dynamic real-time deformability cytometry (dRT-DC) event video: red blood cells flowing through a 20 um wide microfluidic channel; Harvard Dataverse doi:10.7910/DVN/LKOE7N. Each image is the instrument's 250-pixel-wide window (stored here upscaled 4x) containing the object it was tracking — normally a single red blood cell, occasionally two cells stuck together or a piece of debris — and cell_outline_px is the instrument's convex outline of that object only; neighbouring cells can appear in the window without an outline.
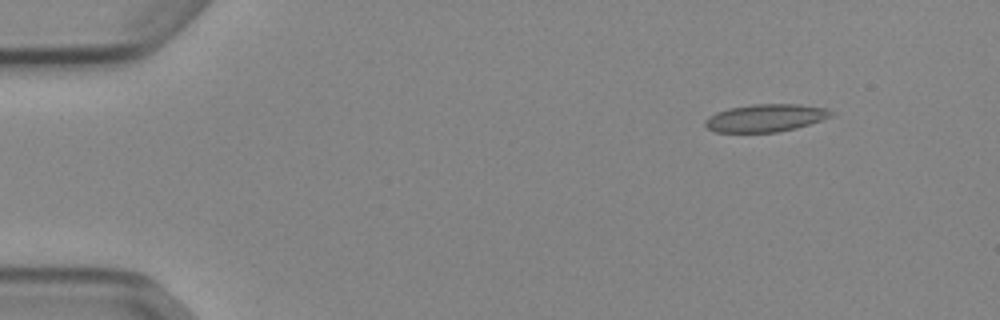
{"species": "Egyptian fruit bat (a non-hibernating species)", "species_latin": "Rousettus aegyptiacus", "temperature_condition": "cold", "stored_images_in_passage": 47, "camera_frame_rate_fps": 3000, "um_per_image_px": 0.085, "animal": {"sex": "female"}, "frame": {"image": 1, "passage_image": 1, "time_ms": 0.0, "image_size_px": [1000, 320], "cell_outline_px": [[832, 116], [796, 128], [776, 132], [716, 132], [708, 128], [704, 124], [704, 120], [708, 116], [716, 112], [728, 108], [756, 104], [800, 104], [828, 108], [832, 112]], "centroid_in_image_um": [65.05, 10.02], "position_along_channel_um": 19.9, "area_um2": 20.23}}
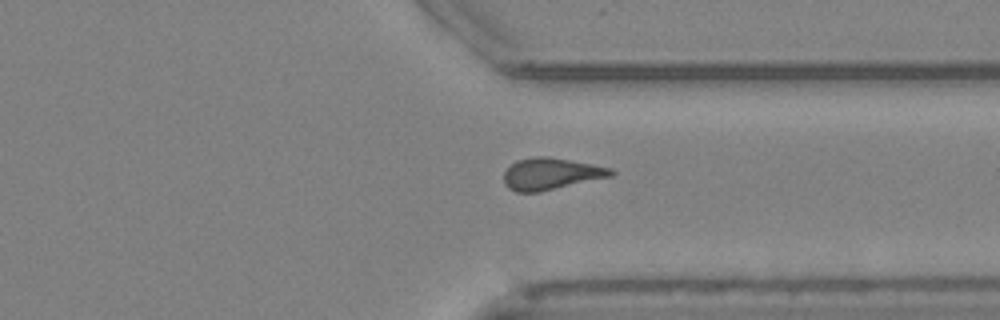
{"frame": {"image": 2, "passage_image": 35, "time_ms": 11.333, "image_size_px": [1000, 320], "cell_outline_px": [[616, 172], [612, 176], [540, 192], [516, 192], [508, 188], [504, 184], [504, 172], [516, 160], [536, 156], [548, 156], [592, 164], [612, 168]], "centroid_in_image_um": [46.83, 14.77], "position_along_channel_um": 364.6, "area_um2": 19.88}}
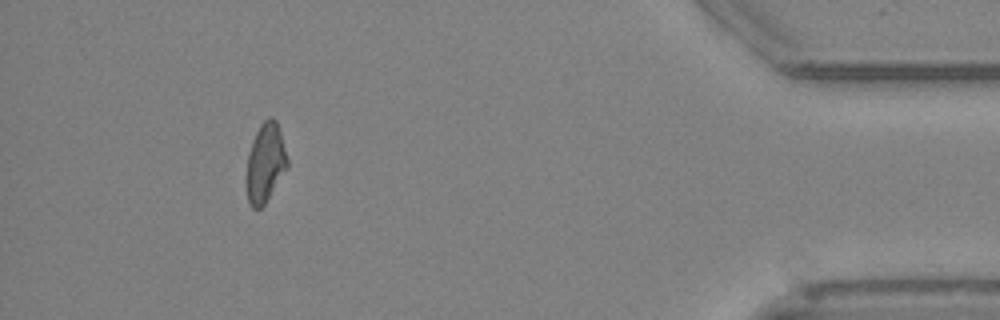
{"frame": {"image": 3, "passage_image": 43, "time_ms": 14.0, "image_size_px": [1000, 320], "cell_outline_px": [[288, 168], [264, 204], [260, 208], [252, 208], [248, 204], [244, 184], [244, 180], [248, 152], [252, 140], [260, 124], [268, 116], [272, 116], [276, 120], [280, 132], [288, 160]], "centroid_in_image_um": [22.51, 13.87], "position_along_channel_um": 412.7, "area_um2": 19.36}, "authors_computed_cell_mechanics": {"area_um2": 19.7098, "velocity_mm_per_s": 3.9016, "shape_relaxation_time_tau1_ms": null, "shape_relaxation_time_tau2_ms": 4.843, "deformation_change_tau1": null, "deformation_change_tau2": 0.1266}}